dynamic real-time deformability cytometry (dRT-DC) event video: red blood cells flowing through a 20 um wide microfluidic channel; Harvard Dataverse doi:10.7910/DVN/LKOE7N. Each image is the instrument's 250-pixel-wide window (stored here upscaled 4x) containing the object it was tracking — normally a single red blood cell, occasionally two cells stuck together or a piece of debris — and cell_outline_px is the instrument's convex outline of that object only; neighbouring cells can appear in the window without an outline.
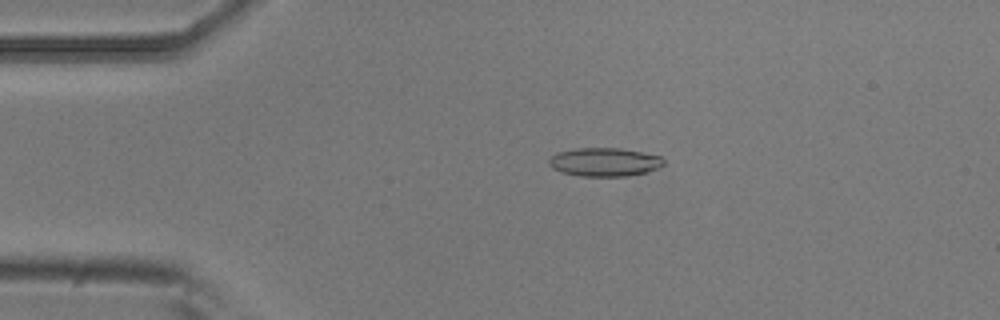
{"species": "common noctule bat (a hibernating species)", "species_latin": "Nyctalus noctula", "temperature_condition": "room temperature", "stored_images_in_passage": 4, "camera_frame_rate_fps": 3000, "um_per_image_px": 0.085, "animal": {"sex": "male", "body_mass_g": 20.5, "forearm_length_mm": 52.5}, "frame": {"image": 1, "passage_image": 3, "time_ms": 0.667, "image_size_px": [1000, 320], "cell_outline_px": [[664, 164], [660, 168], [628, 176], [580, 176], [560, 172], [552, 168], [548, 164], [548, 160], [556, 152], [576, 148], [620, 148], [660, 156], [664, 160]], "centroid_in_image_um": [51.35, 13.77], "position_along_channel_um": 33.7, "area_um2": 19.13}}